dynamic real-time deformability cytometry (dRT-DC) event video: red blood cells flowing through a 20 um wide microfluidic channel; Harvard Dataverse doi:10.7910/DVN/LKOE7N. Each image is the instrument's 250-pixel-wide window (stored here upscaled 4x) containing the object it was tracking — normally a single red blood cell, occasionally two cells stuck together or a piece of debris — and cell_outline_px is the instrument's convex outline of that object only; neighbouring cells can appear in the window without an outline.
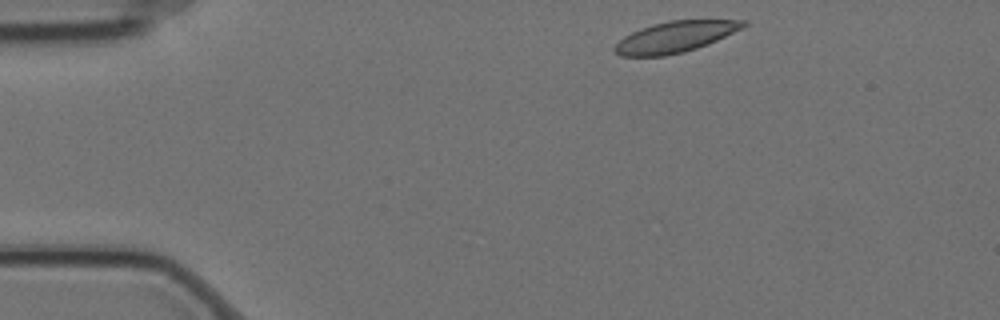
{"species": "Egyptian fruit bat (a non-hibernating species)", "species_latin": "Rousettus aegyptiacus", "temperature_condition": "cold", "stored_images_in_passage": 5, "camera_frame_rate_fps": 3000, "um_per_image_px": 0.085, "animal": {"sex": "female"}, "frame": {"image": 1, "passage_image": 1, "time_ms": 0.0, "image_size_px": [1000, 320], "cell_outline_px": [[748, 24], [744, 28], [708, 44], [684, 52], [664, 56], [620, 56], [612, 48], [624, 36], [640, 28], [652, 24], [668, 20], [748, 20]], "centroid_in_image_um": [57.41, 3.13], "position_along_channel_um": 27.6, "area_um2": 23.35}}
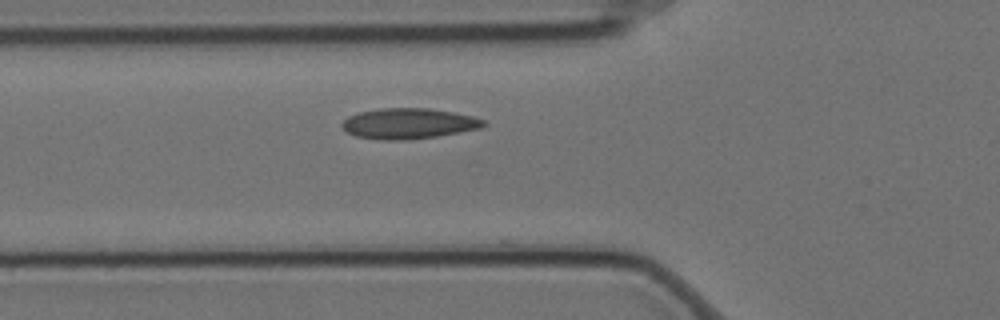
{"frame": {"image": 2, "passage_image": 4, "time_ms": 1.0, "image_size_px": [1000, 320], "cell_outline_px": [[488, 124], [480, 128], [436, 136], [404, 140], [388, 140], [356, 136], [348, 132], [340, 124], [348, 116], [360, 112], [380, 108], [428, 108], [452, 112], [472, 116], [484, 120]], "centroid_in_image_um": [34.73, 10.49], "position_along_channel_um": 91.1, "area_um2": 24.91}}